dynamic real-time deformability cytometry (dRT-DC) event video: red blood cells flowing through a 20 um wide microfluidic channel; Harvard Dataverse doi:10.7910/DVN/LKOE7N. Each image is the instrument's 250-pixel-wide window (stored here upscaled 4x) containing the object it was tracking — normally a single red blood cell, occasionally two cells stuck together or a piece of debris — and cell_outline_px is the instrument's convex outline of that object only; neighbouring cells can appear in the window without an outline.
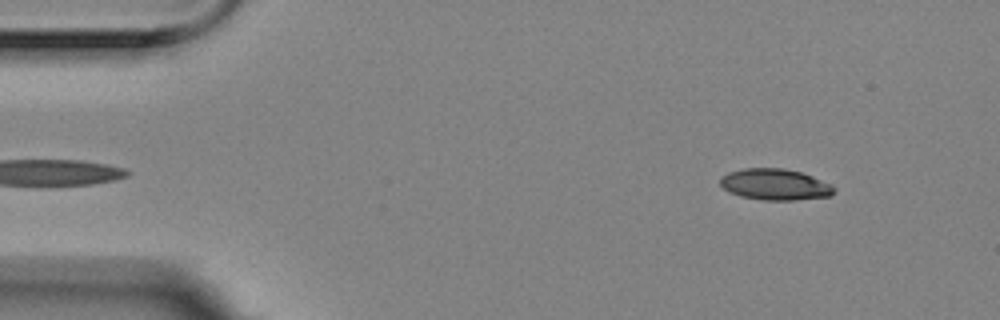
{"species": "Egyptian fruit bat (a non-hibernating species)", "species_latin": "Rousettus aegyptiacus", "temperature_condition": "room temperature", "stored_images_in_passage": 4, "camera_frame_rate_fps": 3000, "um_per_image_px": 0.085, "animal": {"sex": "female"}, "frame": {"image": 1, "passage_image": 1, "time_ms": 0.0, "image_size_px": [1000, 320], "cell_outline_px": [[836, 188], [832, 196], [792, 200], [764, 200], [740, 196], [724, 188], [720, 184], [720, 176], [728, 172], [744, 168], [784, 168], [800, 172], [812, 176], [832, 184]], "centroid_in_image_um": [65.9, 15.67], "position_along_channel_um": 19.1, "area_um2": 20.75}}
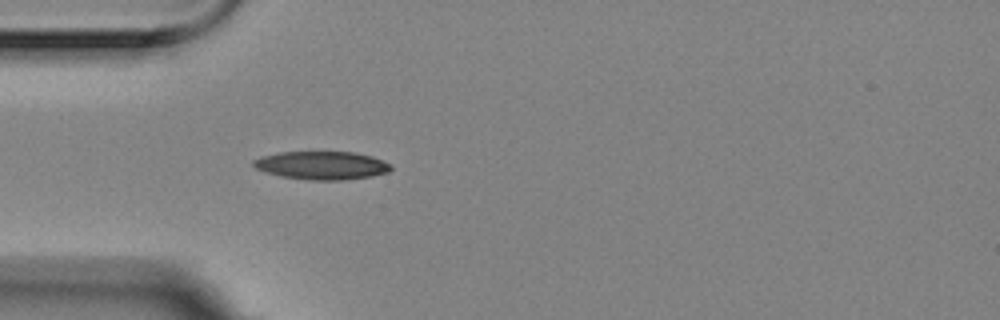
{"frame": {"image": 2, "passage_image": 4, "time_ms": 1.0, "image_size_px": [1000, 320], "cell_outline_px": [[392, 168], [388, 172], [372, 176], [344, 180], [308, 180], [280, 176], [264, 172], [256, 168], [252, 164], [252, 160], [260, 156], [276, 152], [352, 152], [372, 156], [392, 164]], "centroid_in_image_um": [27.32, 14.06], "position_along_channel_um": 57.7, "area_um2": 22.83}}